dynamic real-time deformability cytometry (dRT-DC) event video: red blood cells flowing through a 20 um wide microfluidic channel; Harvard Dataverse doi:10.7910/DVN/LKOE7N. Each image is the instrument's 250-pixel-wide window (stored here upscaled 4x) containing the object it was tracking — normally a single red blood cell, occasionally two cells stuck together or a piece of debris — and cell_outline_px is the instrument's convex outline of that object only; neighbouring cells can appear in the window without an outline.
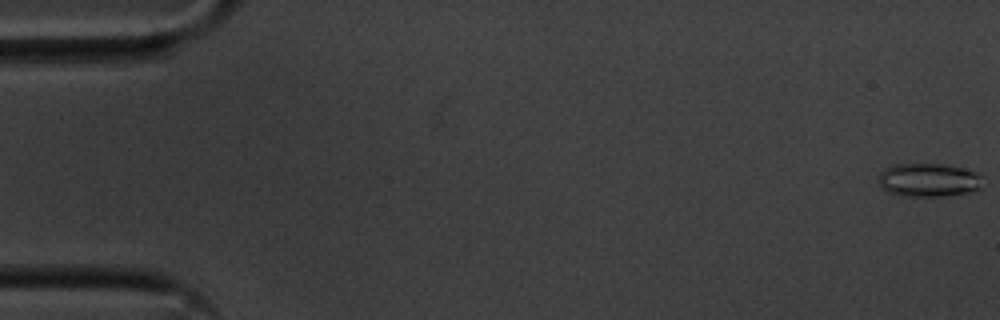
{"species": "common noctule bat (a hibernating species)", "species_latin": "Nyctalus noctula", "temperature_condition": "cold", "stored_images_in_passage": 56, "camera_frame_rate_fps": 3000, "um_per_image_px": 0.085, "animal": {"sex": "male", "body_mass_g": 20.1, "forearm_length_mm": 53.5}, "frame": {"image": 1, "passage_image": 1, "time_ms": 0.0, "image_size_px": [1000, 320], "cell_outline_px": [[980, 188], [976, 192], [948, 196], [904, 196], [888, 192], [880, 188], [880, 172], [884, 168], [892, 164], [940, 164], [964, 168], [980, 176]], "centroid_in_image_um": [78.91, 15.32], "position_along_channel_um": 6.1, "area_um2": 20.4}}
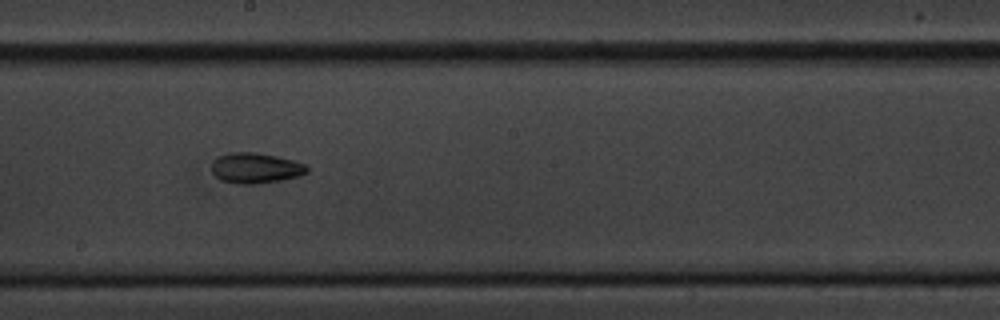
{"frame": {"image": 2, "passage_image": 31, "time_ms": 10.0, "image_size_px": [1000, 320], "cell_outline_px": [[308, 172], [300, 176], [280, 180], [256, 184], [240, 184], [220, 180], [212, 172], [212, 160], [216, 156], [228, 152], [256, 152], [276, 156], [292, 160], [304, 164], [308, 168]], "centroid_in_image_um": [21.68, 14.27], "position_along_channel_um": 226.5, "area_um2": 17.05}}
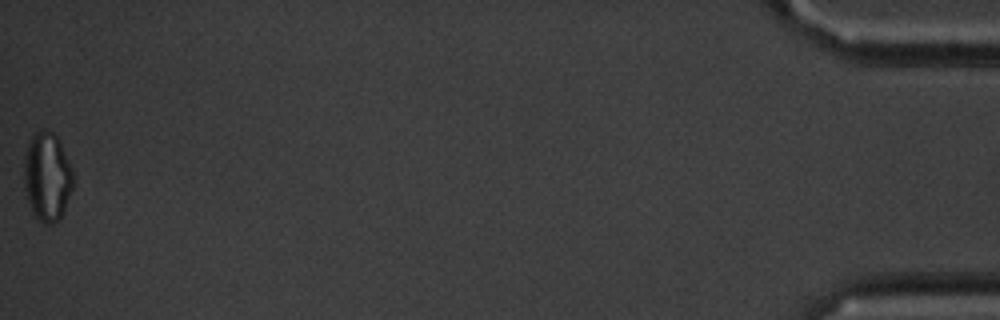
{"frame": {"image": 3, "passage_image": 56, "time_ms": 18.333, "image_size_px": [1000, 320], "cell_outline_px": [[76, 176], [72, 188], [60, 220], [52, 224], [44, 224], [32, 216], [24, 188], [24, 156], [28, 144], [32, 136], [36, 132], [44, 128], [52, 132], [56, 136]], "centroid_in_image_um": [4.0, 15.06], "position_along_channel_um": 431.2, "area_um2": 25.78}, "authors_computed_cell_mechanics": {"area_um2": 18.0625, "velocity_mm_per_s": 3.6221, "shape_relaxation_time_tau1_ms": 4.924, "shape_relaxation_time_tau2_ms": 3.4784, "deformation_change_tau1": 0.1137, "deformation_change_tau2": 0.0871}}